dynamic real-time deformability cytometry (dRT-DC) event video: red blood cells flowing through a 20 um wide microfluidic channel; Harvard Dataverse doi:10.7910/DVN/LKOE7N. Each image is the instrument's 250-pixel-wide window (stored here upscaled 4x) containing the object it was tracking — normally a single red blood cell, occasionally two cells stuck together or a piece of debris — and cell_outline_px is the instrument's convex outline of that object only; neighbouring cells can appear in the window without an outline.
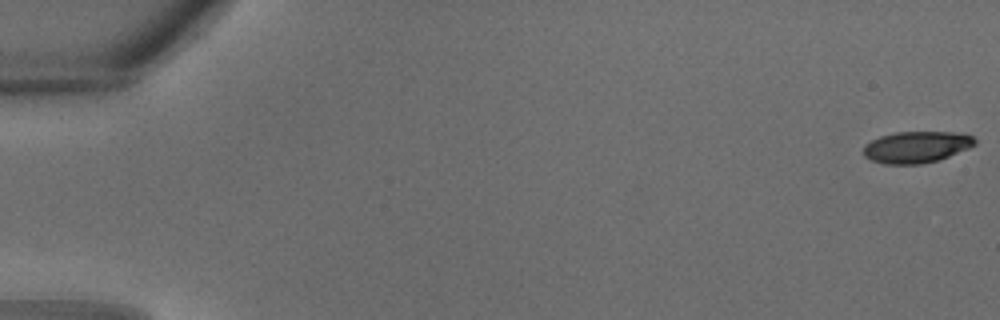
{"species": "common noctule bat (a hibernating species)", "species_latin": "Nyctalus noctula", "temperature_condition": "warm", "stored_images_in_passage": 33, "camera_frame_rate_fps": 3000, "um_per_image_px": 0.085, "animal": {"sex": "male", "body_mass_g": 18.8}, "frame": {"image": 1, "passage_image": 1, "time_ms": 0.0, "image_size_px": [1000, 320], "cell_outline_px": [[976, 144], [968, 148], [948, 156], [936, 160], [920, 164], [884, 164], [872, 160], [864, 156], [864, 144], [880, 136], [896, 132], [952, 132], [972, 136], [976, 140]], "centroid_in_image_um": [77.87, 12.49], "position_along_channel_um": 7.1, "area_um2": 20.23}}
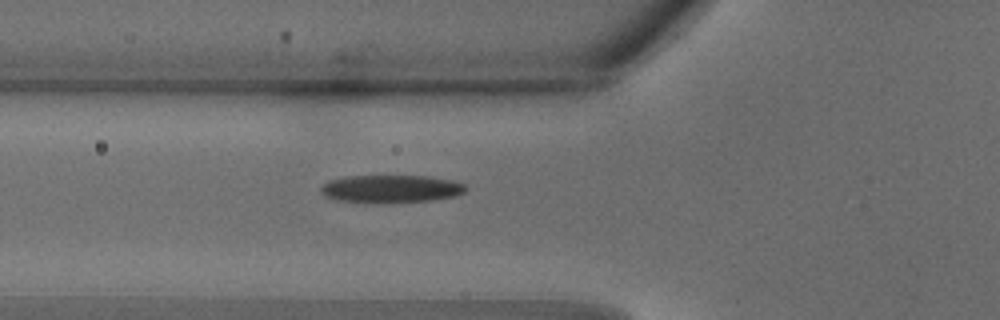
{"frame": {"image": 2, "passage_image": 13, "time_ms": 4.0, "image_size_px": [1000, 320], "cell_outline_px": [[468, 188], [464, 192], [456, 196], [432, 200], [376, 204], [336, 200], [324, 196], [320, 192], [320, 188], [328, 180], [344, 176], [428, 176], [452, 180], [464, 184]], "centroid_in_image_um": [33.2, 16.06], "position_along_channel_um": 92.6, "area_um2": 23.87}}
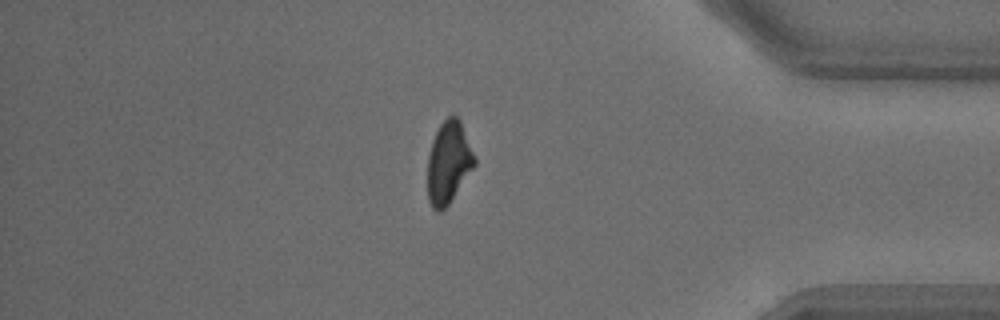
{"frame": {"image": 3, "passage_image": 29, "time_ms": 9.333, "image_size_px": [1000, 320], "cell_outline_px": [[476, 164], [448, 204], [440, 212], [436, 212], [432, 208], [428, 200], [428, 156], [432, 140], [440, 124], [452, 112], [460, 120], [476, 160]], "centroid_in_image_um": [38.11, 13.8], "position_along_channel_um": 397.1, "area_um2": 22.31}}